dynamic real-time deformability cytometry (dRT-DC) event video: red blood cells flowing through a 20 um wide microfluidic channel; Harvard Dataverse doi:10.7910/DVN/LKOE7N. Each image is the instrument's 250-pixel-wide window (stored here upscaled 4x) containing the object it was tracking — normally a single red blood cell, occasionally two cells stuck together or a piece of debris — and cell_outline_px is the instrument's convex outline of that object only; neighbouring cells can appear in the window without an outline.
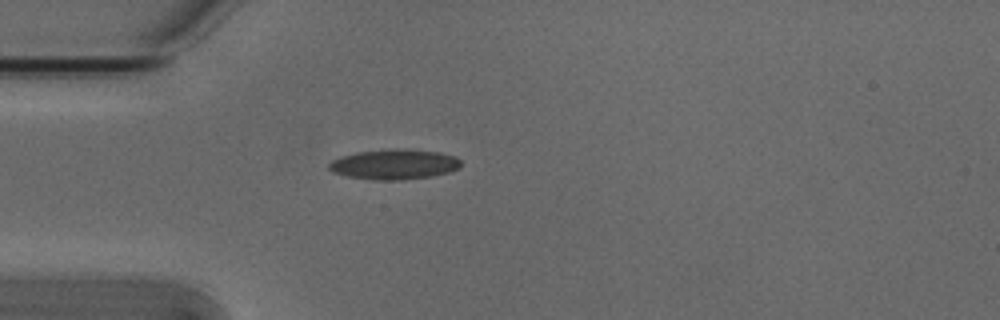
{"species": "Egyptian fruit bat (a non-hibernating species)", "species_latin": "Rousettus aegyptiacus", "temperature_condition": "cold", "stored_images_in_passage": 6, "camera_frame_rate_fps": 3000, "um_per_image_px": 0.085, "animal": {"sex": "male"}, "frame": {"image": 1, "passage_image": 6, "time_ms": 1.667, "image_size_px": [1000, 320], "cell_outline_px": [[460, 168], [448, 172], [432, 176], [404, 180], [376, 180], [348, 176], [332, 172], [328, 168], [328, 164], [332, 160], [340, 156], [356, 152], [396, 148], [404, 148], [440, 152], [456, 156], [460, 160]], "centroid_in_image_um": [33.52, 13.96], "position_along_channel_um": 51.5, "area_um2": 23.41}}